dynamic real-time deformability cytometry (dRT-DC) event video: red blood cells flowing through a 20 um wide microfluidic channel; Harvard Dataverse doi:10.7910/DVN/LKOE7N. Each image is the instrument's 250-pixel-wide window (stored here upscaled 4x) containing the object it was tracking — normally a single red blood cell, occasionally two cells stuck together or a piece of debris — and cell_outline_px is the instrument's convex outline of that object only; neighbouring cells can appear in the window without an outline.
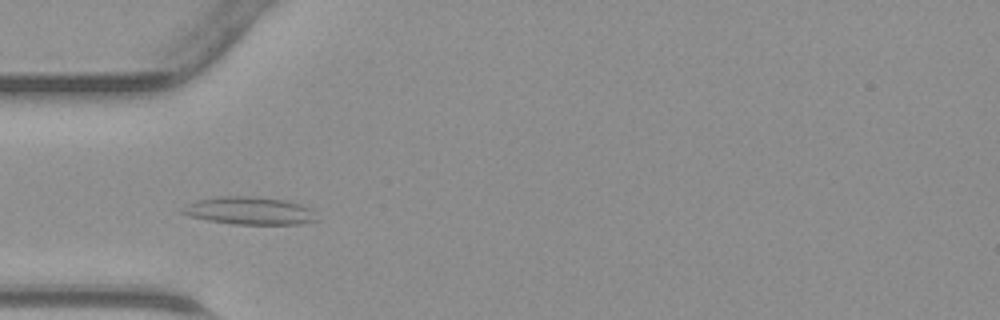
{"species": "common noctule bat (a hibernating species)", "species_latin": "Nyctalus noctula", "temperature_condition": "warm", "stored_images_in_passage": 37, "camera_frame_rate_fps": 3000, "um_per_image_px": 0.085, "animal": {"sex": "male", "body_mass_g": 23.1, "forearm_length_mm": 52.7}, "frame": {"image": 1, "passage_image": 11, "time_ms": 3.333, "image_size_px": [1000, 320], "cell_outline_px": [[316, 220], [300, 224], [232, 224], [208, 220], [192, 216], [180, 212], [188, 204], [200, 200], [216, 196], [252, 196], [284, 200], [300, 204], [308, 208]], "centroid_in_image_um": [21.18, 17.91], "position_along_channel_um": 63.8, "area_um2": 21.15}}
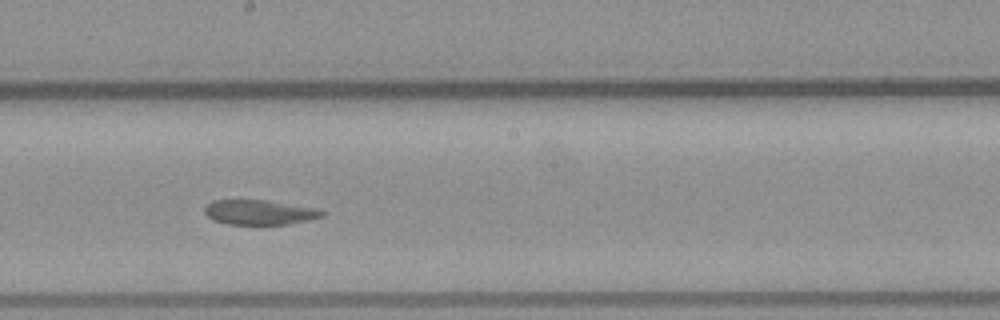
{"frame": {"image": 2, "passage_image": 22, "time_ms": 7.0, "image_size_px": [1000, 320], "cell_outline_px": [[324, 216], [288, 224], [228, 224], [212, 220], [204, 212], [204, 204], [212, 200], [264, 200], [316, 208], [324, 212]], "centroid_in_image_um": [21.98, 18.04], "position_along_channel_um": 226.2, "area_um2": 16.88}}
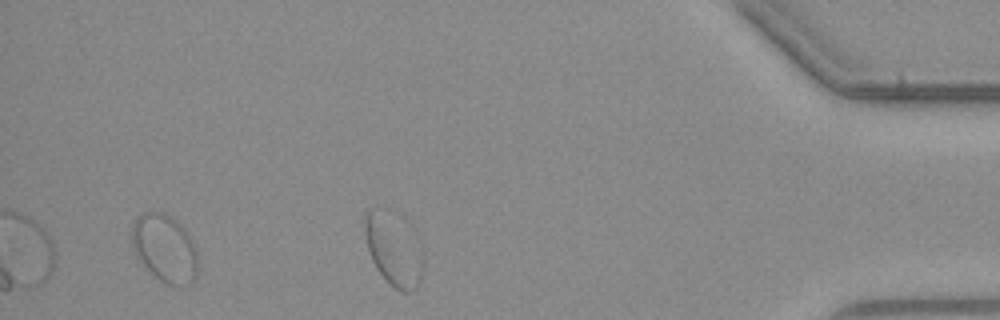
{"frame": {"image": 3, "passage_image": 37, "time_ms": 12.0, "image_size_px": [1000, 320], "cell_outline_px": [[420, 280], [416, 288], [412, 292], [400, 292], [376, 268], [372, 260], [364, 236], [364, 216], [368, 212], [420, 268]], "centroid_in_image_um": [33.19, 21.87], "position_along_channel_um": 402.0, "area_um2": 16.07}}